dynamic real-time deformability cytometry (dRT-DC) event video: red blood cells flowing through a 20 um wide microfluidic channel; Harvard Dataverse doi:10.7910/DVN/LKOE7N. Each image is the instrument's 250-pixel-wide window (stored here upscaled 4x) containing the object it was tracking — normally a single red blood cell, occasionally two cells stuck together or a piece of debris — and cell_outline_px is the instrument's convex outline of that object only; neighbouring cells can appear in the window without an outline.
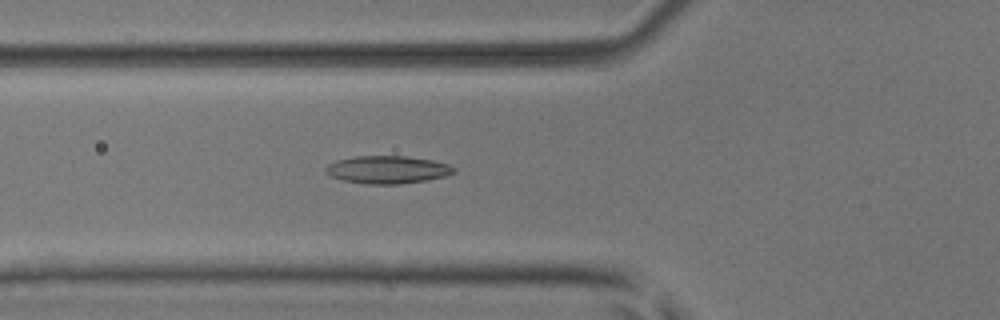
{"species": "common noctule bat (a hibernating species)", "species_latin": "Nyctalus noctula", "temperature_condition": "room temperature", "stored_images_in_passage": 50, "camera_frame_rate_fps": 3000, "um_per_image_px": 0.085, "animal": {"sex": "male", "body_mass_g": 17.9, "forearm_length_mm": 54.2}, "frame": {"image": 1, "passage_image": 18, "time_ms": 5.667, "image_size_px": [1000, 320], "cell_outline_px": [[456, 172], [444, 176], [428, 180], [400, 184], [368, 184], [344, 180], [332, 176], [324, 172], [324, 168], [328, 164], [336, 160], [352, 156], [408, 156], [432, 160], [448, 164], [456, 168]], "centroid_in_image_um": [32.93, 14.41], "position_along_channel_um": 92.9, "area_um2": 20.81}}
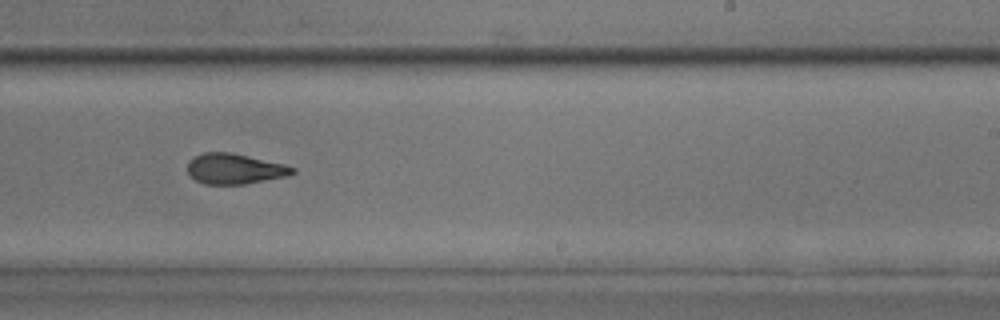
{"frame": {"image": 2, "passage_image": 31, "time_ms": 10.0, "image_size_px": [1000, 320], "cell_outline_px": [[296, 172], [288, 176], [244, 184], [204, 184], [196, 180], [188, 172], [188, 160], [192, 156], [204, 152], [232, 152], [284, 164], [296, 168]], "centroid_in_image_um": [19.95, 14.34], "position_along_channel_um": 269.1, "area_um2": 18.73}}
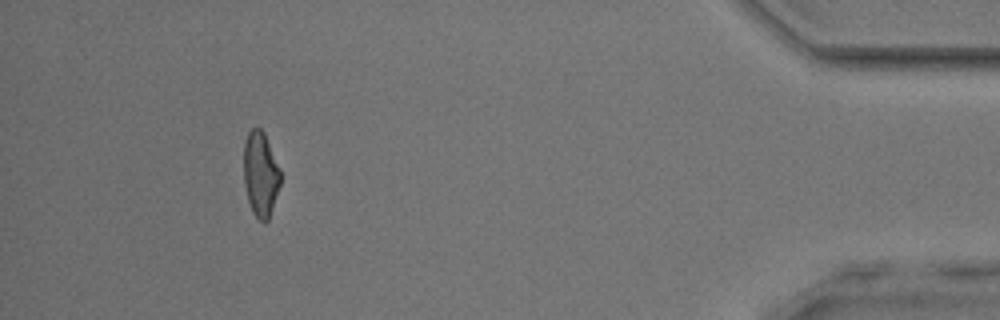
{"frame": {"image": 3, "passage_image": 46, "time_ms": 15.0, "image_size_px": [1000, 320], "cell_outline_px": [[280, 184], [268, 220], [264, 224], [252, 212], [248, 200], [244, 184], [244, 140], [248, 132], [252, 128], [260, 128], [264, 132], [280, 172]], "centroid_in_image_um": [22.12, 14.8], "position_along_channel_um": 413.1, "area_um2": 17.92}, "authors_computed_cell_mechanics": {"area_um2": 19.2185, "velocity_mm_per_s": 4.0732, "shape_relaxation_time_tau1_ms": null, "shape_relaxation_time_tau2_ms": 2.0358, "deformation_change_tau1": null, "deformation_change_tau2": 0.1023}}